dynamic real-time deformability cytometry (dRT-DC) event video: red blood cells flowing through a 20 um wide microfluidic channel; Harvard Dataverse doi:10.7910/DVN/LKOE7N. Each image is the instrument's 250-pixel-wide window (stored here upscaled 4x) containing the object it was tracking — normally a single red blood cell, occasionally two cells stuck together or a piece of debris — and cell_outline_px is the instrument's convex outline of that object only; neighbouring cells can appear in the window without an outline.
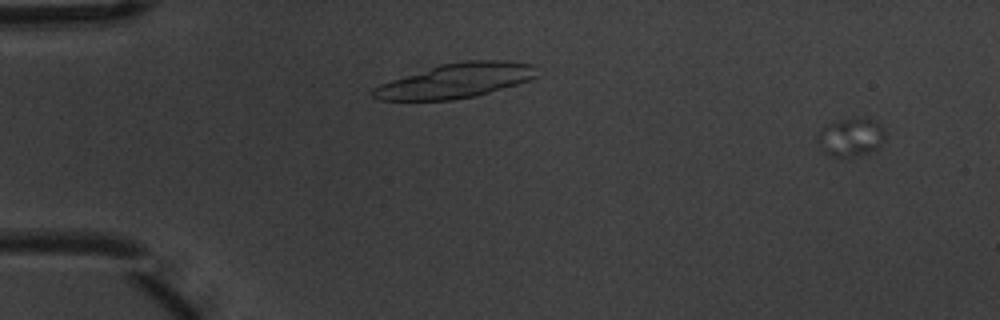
{"species": "common noctule bat (a hibernating species)", "species_latin": "Nyctalus noctula", "temperature_condition": "warm", "stored_images_in_passage": 5, "camera_frame_rate_fps": 3000, "um_per_image_px": 0.085, "animal": {"sex": "male", "body_mass_g": 20.1, "forearm_length_mm": 53.5}, "frame": {"image": 1, "passage_image": 1, "time_ms": 0.0, "image_size_px": [1000, 320], "cell_outline_px": [[884, 136], [880, 144], [876, 148], [868, 152], [852, 156], [832, 156], [824, 152], [816, 144], [816, 132], [820, 128], [828, 124], [840, 120], [872, 120], [884, 132]], "centroid_in_image_um": [72.19, 11.69], "position_along_channel_um": 12.8, "area_um2": 14.45}}
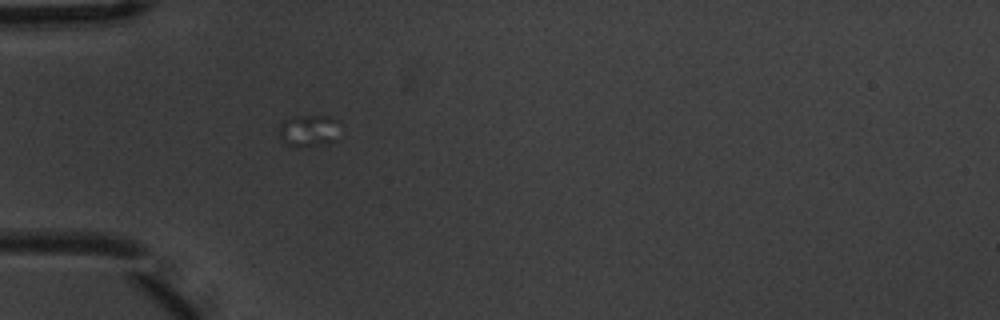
{"frame": {"image": 2, "passage_image": 5, "time_ms": 1.333, "image_size_px": [1000, 320], "cell_outline_px": [[336, 140], [328, 144], [296, 148], [288, 144], [280, 136], [280, 124], [284, 120], [292, 116], [332, 116], [336, 120]], "centroid_in_image_um": [26.23, 11.12], "position_along_channel_um": 58.8, "area_um2": 11.21}}